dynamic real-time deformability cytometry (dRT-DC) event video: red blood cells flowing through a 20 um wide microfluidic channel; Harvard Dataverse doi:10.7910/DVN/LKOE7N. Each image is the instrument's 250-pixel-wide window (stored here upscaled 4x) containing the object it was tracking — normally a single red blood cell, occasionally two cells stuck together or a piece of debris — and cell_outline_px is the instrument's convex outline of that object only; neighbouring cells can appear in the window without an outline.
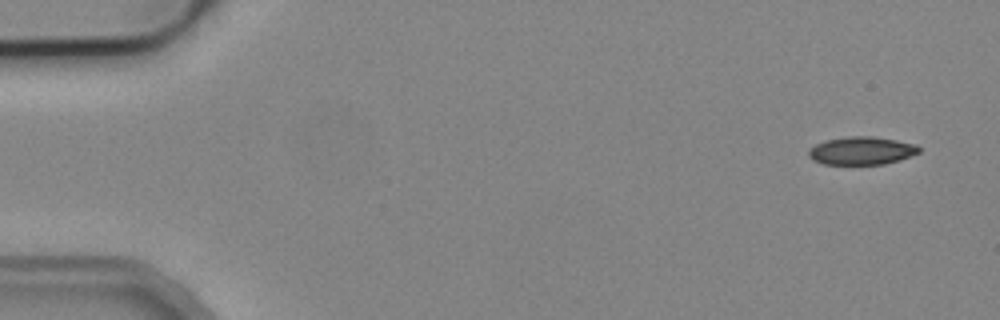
{"species": "common noctule bat (a hibernating species)", "species_latin": "Nyctalus noctula", "temperature_condition": "cold", "stored_images_in_passage": 4, "camera_frame_rate_fps": 3000, "um_per_image_px": 0.085, "animal": {"sex": "male", "body_mass_g": 19.2, "forearm_length_mm": 51.8}, "frame": {"image": 1, "passage_image": 1, "time_ms": 0.0, "image_size_px": [1000, 320], "cell_outline_px": [[920, 152], [900, 160], [884, 164], [824, 164], [812, 160], [808, 156], [808, 152], [816, 144], [828, 140], [848, 136], [872, 136], [896, 140], [916, 144], [920, 148]], "centroid_in_image_um": [73.26, 12.81], "position_along_channel_um": 11.7, "area_um2": 17.92}}